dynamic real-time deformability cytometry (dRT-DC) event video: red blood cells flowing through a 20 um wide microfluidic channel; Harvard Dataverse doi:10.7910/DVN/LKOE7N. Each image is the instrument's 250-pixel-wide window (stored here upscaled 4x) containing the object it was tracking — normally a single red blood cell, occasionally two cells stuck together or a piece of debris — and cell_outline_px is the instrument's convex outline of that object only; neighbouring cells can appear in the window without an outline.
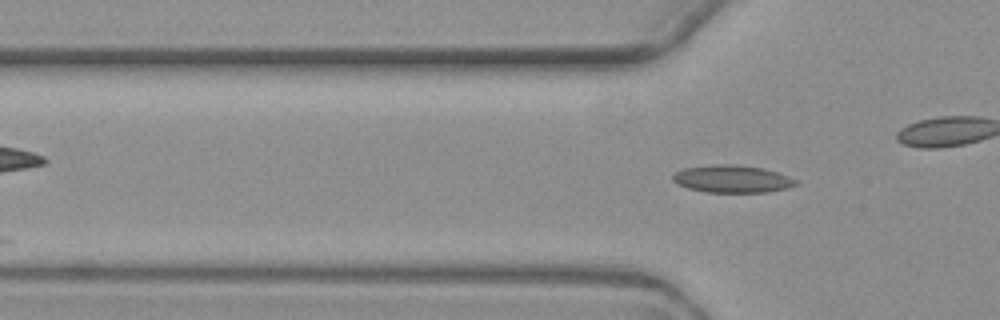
{"species": "common noctule bat (a hibernating species)", "species_latin": "Nyctalus noctula", "temperature_condition": "warm", "stored_images_in_passage": 4, "segment_of_instrument_passage": [2, 2], "camera_frame_rate_fps": 3000, "um_per_image_px": 0.085, "animal": {"sex": "female", "body_mass_g": 19.3, "forearm_length_mm": 54.1}, "frame": {"image": 1, "passage_image": 4, "time_ms": 4.0, "image_size_px": [1000, 320], "cell_outline_px": [[800, 184], [788, 188], [764, 192], [704, 192], [688, 188], [676, 184], [672, 180], [672, 176], [676, 172], [684, 168], [716, 164], [736, 164], [764, 168], [800, 180]], "centroid_in_image_um": [62.26, 15.21], "position_along_channel_um": 63.5, "area_um2": 19.88}}